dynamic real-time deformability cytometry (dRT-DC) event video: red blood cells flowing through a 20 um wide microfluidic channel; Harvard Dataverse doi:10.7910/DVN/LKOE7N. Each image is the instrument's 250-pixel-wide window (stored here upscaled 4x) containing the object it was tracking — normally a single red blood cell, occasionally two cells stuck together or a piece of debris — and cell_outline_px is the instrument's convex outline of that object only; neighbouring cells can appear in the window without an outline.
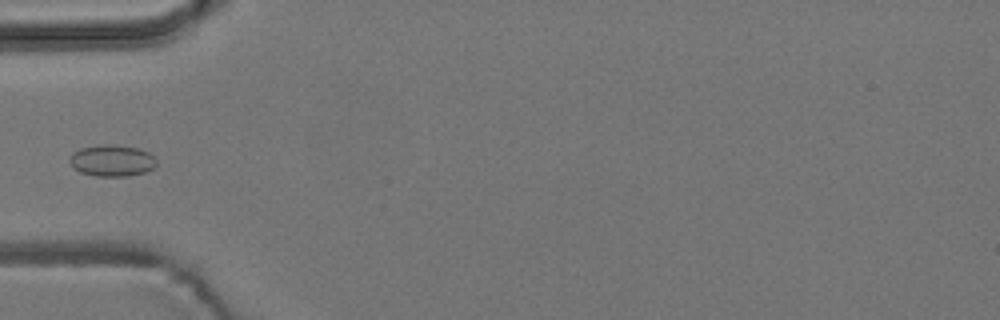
{"species": "common noctule bat (a hibernating species)", "species_latin": "Nyctalus noctula", "temperature_condition": "room temperature", "stored_images_in_passage": 5, "camera_frame_rate_fps": 3000, "um_per_image_px": 0.085, "animal": {"sex": "male", "body_mass_g": 19.2, "forearm_length_mm": 51.8}, "frame": {"image": 1, "passage_image": 5, "time_ms": 5.667, "image_size_px": [1000, 320], "cell_outline_px": [[156, 168], [144, 172], [128, 176], [96, 176], [80, 172], [72, 168], [68, 160], [80, 148], [104, 144], [112, 144], [136, 148], [148, 152], [156, 160]], "centroid_in_image_um": [9.52, 13.66], "position_along_channel_um": 75.5, "area_um2": 15.9}}